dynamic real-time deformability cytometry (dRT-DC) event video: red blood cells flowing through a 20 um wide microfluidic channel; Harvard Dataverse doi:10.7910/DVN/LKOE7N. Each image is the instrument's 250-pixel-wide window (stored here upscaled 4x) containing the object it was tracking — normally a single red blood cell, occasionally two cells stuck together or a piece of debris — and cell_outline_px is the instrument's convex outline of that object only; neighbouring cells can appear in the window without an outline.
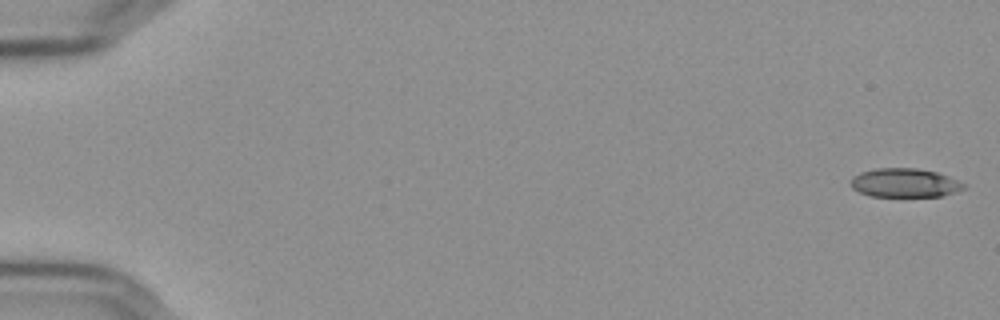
{"species": "Egyptian fruit bat (a non-hibernating species)", "species_latin": "Rousettus aegyptiacus", "temperature_condition": "cold", "stored_images_in_passage": 56, "camera_frame_rate_fps": 3000, "um_per_image_px": 0.085, "frame": {"image": 1, "passage_image": 1, "time_ms": 0.0, "image_size_px": [1000, 320], "cell_outline_px": [[964, 188], [940, 196], [868, 196], [852, 188], [852, 176], [860, 172], [876, 168], [916, 168], [936, 172], [948, 176], [964, 184]], "centroid_in_image_um": [76.84, 15.53], "position_along_channel_um": 8.2, "area_um2": 18.73}}
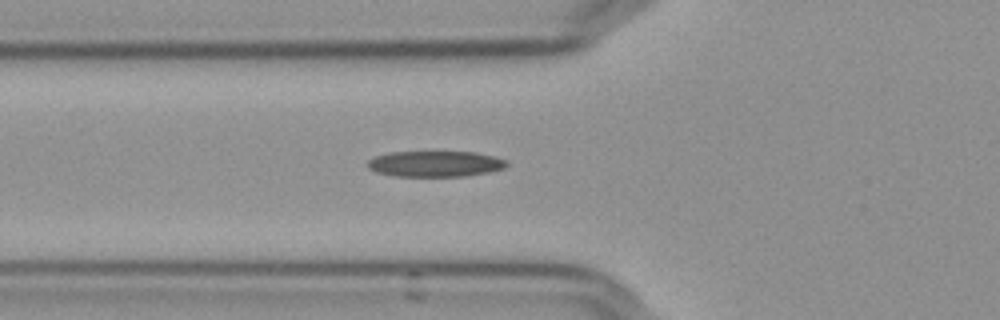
{"frame": {"image": 2, "passage_image": 21, "time_ms": 6.667, "image_size_px": [1000, 320], "cell_outline_px": [[508, 164], [504, 168], [488, 172], [464, 176], [392, 176], [376, 172], [368, 168], [368, 160], [376, 156], [388, 152], [476, 152], [508, 160]], "centroid_in_image_um": [36.98, 13.92], "position_along_channel_um": 88.8, "area_um2": 20.92}}
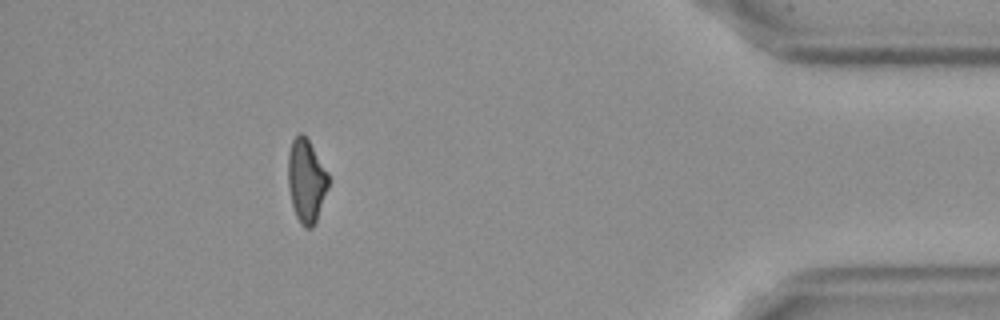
{"frame": {"image": 3, "passage_image": 51, "time_ms": 16.667, "image_size_px": [1000, 320], "cell_outline_px": [[328, 188], [316, 220], [312, 228], [304, 228], [300, 224], [296, 216], [292, 204], [288, 188], [288, 152], [292, 140], [300, 132], [304, 132], [328, 172]], "centroid_in_image_um": [26.02, 15.34], "position_along_channel_um": 409.2, "area_um2": 19.71}, "authors_computed_cell_mechanics": {"area_um2": 20.3456, "velocity_mm_per_s": 3.6564, "shape_relaxation_time_tau1_ms": null, "shape_relaxation_time_tau2_ms": 4.7811, "deformation_change_tau1": null, "deformation_change_tau2": 0.1562}}